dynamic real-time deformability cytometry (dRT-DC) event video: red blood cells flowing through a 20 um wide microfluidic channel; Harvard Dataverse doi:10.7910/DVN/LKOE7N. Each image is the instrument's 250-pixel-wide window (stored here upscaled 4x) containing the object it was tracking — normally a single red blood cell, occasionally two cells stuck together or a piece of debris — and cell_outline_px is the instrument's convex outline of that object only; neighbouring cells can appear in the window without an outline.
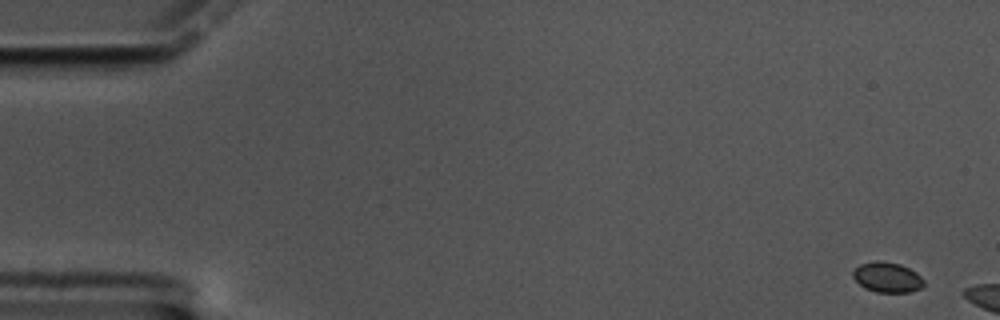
{"species": "common noctule bat (a hibernating species)", "species_latin": "Nyctalus noctula", "temperature_condition": "cold", "stored_images_in_passage": 12, "camera_frame_rate_fps": 3000, "um_per_image_px": 0.085, "animal": {"sex": "male", "body_mass_g": 17.5, "forearm_length_mm": 52.3}, "frame": {"image": 1, "passage_image": 1, "time_ms": 0.0, "image_size_px": [1000, 320], "cell_outline_px": [[924, 284], [920, 288], [912, 292], [876, 292], [864, 288], [852, 276], [852, 272], [860, 264], [876, 260], [880, 260], [900, 264], [916, 272], [924, 280]], "centroid_in_image_um": [75.41, 23.57], "position_along_channel_um": 9.6, "area_um2": 12.48}}